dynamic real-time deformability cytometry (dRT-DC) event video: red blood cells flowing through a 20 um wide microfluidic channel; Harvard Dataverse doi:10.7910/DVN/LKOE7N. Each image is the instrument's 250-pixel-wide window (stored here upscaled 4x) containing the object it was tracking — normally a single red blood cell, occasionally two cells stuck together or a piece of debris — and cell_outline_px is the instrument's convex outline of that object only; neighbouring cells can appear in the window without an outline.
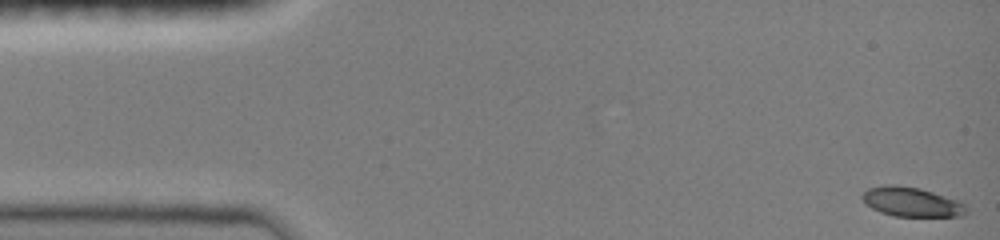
{"species": "common noctule bat (a hibernating species)", "species_latin": "Nyctalus noctula", "temperature_condition": "room temperature", "stored_images_in_passage": 45, "camera_frame_rate_fps": 3000, "um_per_image_px": 0.085, "animal": {"sex": "female", "body_mass_g": 19.0, "forearm_length_mm": 51.5}, "frame": {"image": 1, "passage_image": 1, "time_ms": 0.0, "image_size_px": [1000, 240], "cell_outline_px": [[968, 212], [964, 216], [896, 216], [880, 212], [872, 208], [860, 196], [868, 188], [884, 184], [896, 184], [920, 188], [960, 200], [968, 208]], "centroid_in_image_um": [77.52, 17.15], "position_along_channel_um": 7.5, "area_um2": 18.03}}
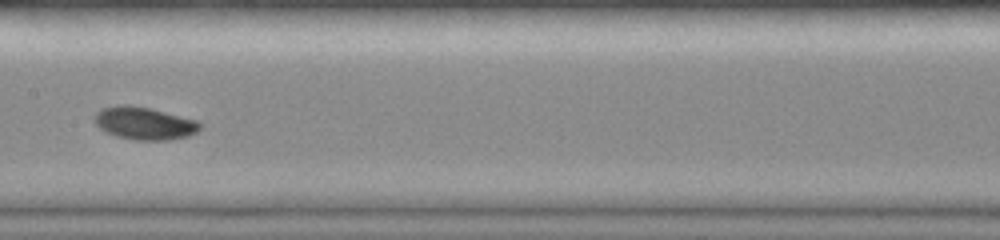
{"frame": {"image": 2, "passage_image": 24, "time_ms": 7.667, "image_size_px": [1000, 240], "cell_outline_px": [[200, 128], [196, 132], [188, 136], [168, 140], [136, 140], [116, 136], [104, 132], [96, 124], [96, 112], [104, 108], [120, 104], [124, 104], [152, 108], [196, 120], [200, 124]], "centroid_in_image_um": [12.27, 10.48], "position_along_channel_um": 195.1, "area_um2": 19.94}}
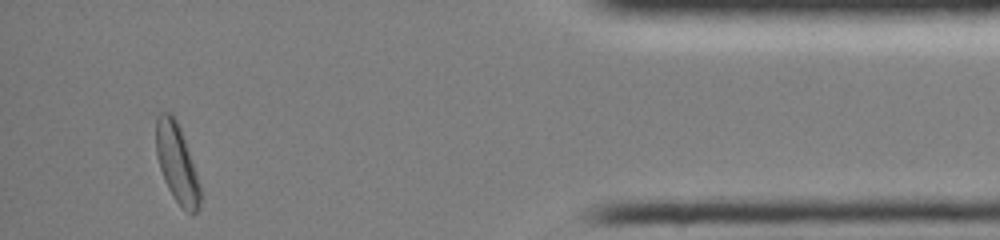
{"frame": {"image": 3, "passage_image": 44, "time_ms": 14.333, "image_size_px": [1000, 240], "cell_outline_px": [[200, 204], [196, 212], [192, 216], [176, 200], [168, 188], [164, 180], [156, 156], [156, 116], [160, 112], [172, 112], [180, 128], [200, 184]], "centroid_in_image_um": [15.02, 13.85], "position_along_channel_um": 420.2, "area_um2": 20.0}, "authors_computed_cell_mechanics": {"area_um2": 18.9006, "velocity_mm_per_s": 4.0303, "shape_relaxation_time_tau1_ms": 2.8706, "shape_relaxation_time_tau2_ms": null, "deformation_change_tau1": 0.1125, "deformation_change_tau2": null}}